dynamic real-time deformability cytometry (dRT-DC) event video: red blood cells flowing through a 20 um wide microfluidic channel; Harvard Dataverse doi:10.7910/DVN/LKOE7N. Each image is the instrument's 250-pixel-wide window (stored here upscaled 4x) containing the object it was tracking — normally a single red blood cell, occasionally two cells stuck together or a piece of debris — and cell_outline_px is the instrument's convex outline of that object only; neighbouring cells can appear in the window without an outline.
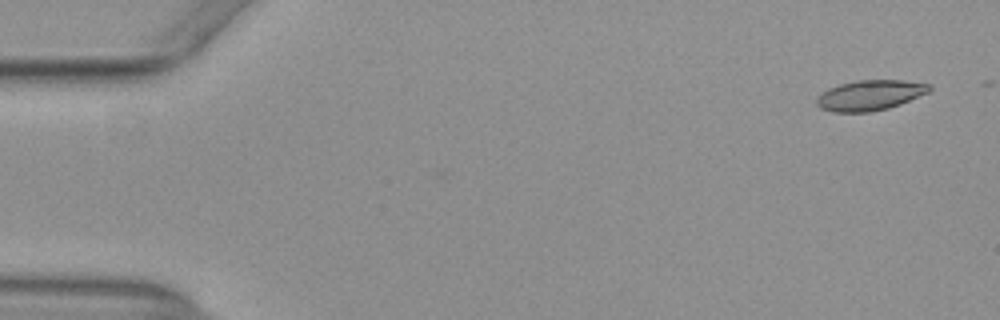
{"species": "common noctule bat (a hibernating species)", "species_latin": "Nyctalus noctula", "temperature_condition": "warm", "stored_images_in_passage": 45, "camera_frame_rate_fps": 3000, "um_per_image_px": 0.085, "animal": {"sex": "female", "body_mass_g": 29.2, "forearm_length_mm": 56.3}, "frame": {"image": 1, "passage_image": 1, "time_ms": 0.0, "image_size_px": [1000, 320], "cell_outline_px": [[932, 88], [928, 92], [900, 104], [888, 108], [868, 112], [832, 112], [820, 108], [816, 104], [816, 96], [820, 92], [828, 88], [840, 84], [856, 80], [904, 80], [932, 84]], "centroid_in_image_um": [73.91, 8.09], "position_along_channel_um": 11.1, "area_um2": 20.06}}
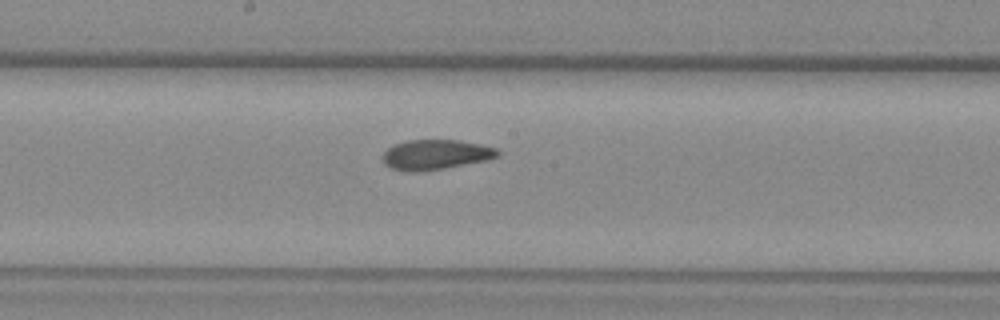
{"frame": {"image": 2, "passage_image": 27, "time_ms": 8.667, "image_size_px": [1000, 320], "cell_outline_px": [[500, 156], [488, 160], [424, 172], [408, 172], [392, 168], [384, 164], [380, 156], [388, 148], [396, 144], [408, 140], [460, 140], [480, 144], [496, 148], [500, 152]], "centroid_in_image_um": [37.03, 13.15], "position_along_channel_um": 211.2, "area_um2": 20.35}}
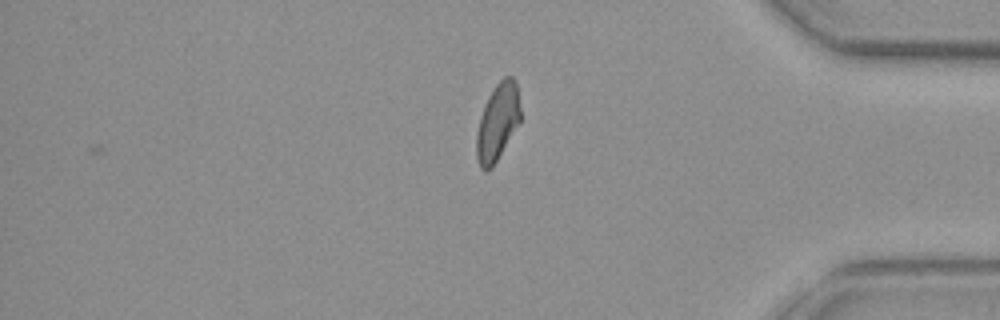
{"frame": {"image": 3, "passage_image": 43, "time_ms": 14.0, "image_size_px": [1000, 320], "cell_outline_px": [[520, 120], [492, 168], [484, 172], [480, 168], [476, 160], [476, 136], [480, 116], [488, 96], [496, 84], [504, 76], [512, 76], [516, 80], [520, 108]], "centroid_in_image_um": [42.27, 10.38], "position_along_channel_um": 392.9, "area_um2": 19.65}, "authors_computed_cell_mechanics": {"area_um2": 20.3456, "velocity_mm_per_s": 3.9165, "shape_relaxation_time_tau1_ms": null, "shape_relaxation_time_tau2_ms": 1.8082, "deformation_change_tau1": null, "deformation_change_tau2": 0.0735}}